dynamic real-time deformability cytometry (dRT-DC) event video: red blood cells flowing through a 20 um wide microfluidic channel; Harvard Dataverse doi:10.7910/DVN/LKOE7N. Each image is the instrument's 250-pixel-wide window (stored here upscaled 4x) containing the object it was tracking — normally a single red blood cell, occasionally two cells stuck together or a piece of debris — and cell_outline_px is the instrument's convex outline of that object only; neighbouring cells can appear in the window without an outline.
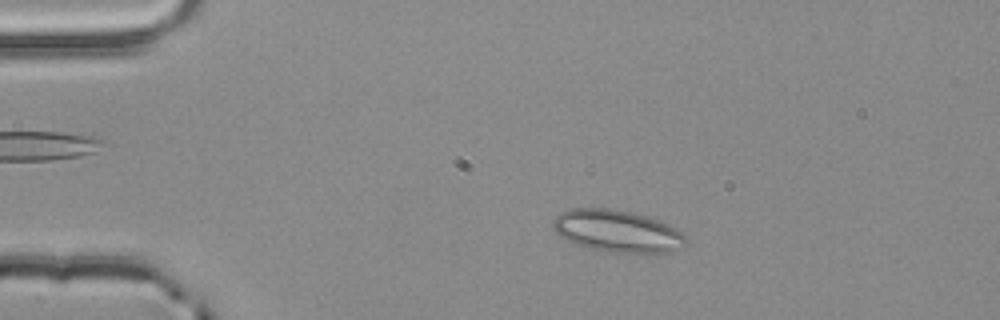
{"species": "common noctule bat (a hibernating species)", "species_latin": "Nyctalus noctula", "temperature_condition": "room temperature", "stored_images_in_passage": 53, "camera_frame_rate_fps": 3000, "um_per_image_px": 0.085, "animal": {"sex": "male", "body_mass_g": 20.4}, "frame": {"image": 1, "passage_image": 10, "time_ms": 3.0, "image_size_px": [1000, 320], "cell_outline_px": [[688, 244], [684, 248], [672, 252], [648, 256], [644, 256], [608, 252], [592, 248], [568, 240], [560, 236], [552, 228], [552, 220], [560, 212], [568, 208], [612, 208], [632, 212], [648, 216], [660, 220], [676, 228], [688, 240]], "centroid_in_image_um": [52.56, 19.68], "position_along_channel_um": 32.4, "area_um2": 33.76}}
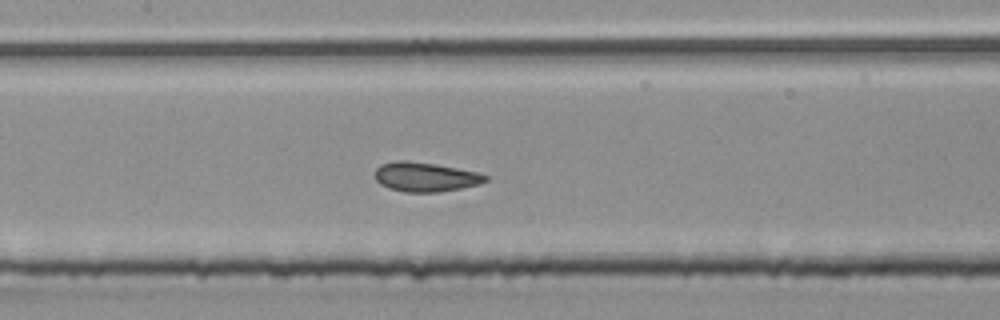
{"frame": {"image": 2, "passage_image": 25, "time_ms": 8.0, "image_size_px": [1000, 320], "cell_outline_px": [[488, 180], [480, 184], [440, 192], [404, 192], [388, 188], [380, 184], [376, 180], [376, 168], [380, 164], [392, 160], [408, 160], [436, 164], [476, 172], [488, 176]], "centroid_in_image_um": [36.12, 15.03], "position_along_channel_um": 171.3, "area_um2": 19.02}}
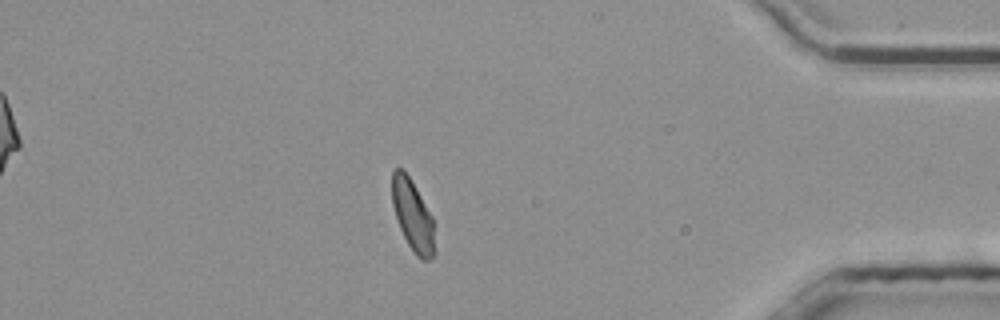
{"frame": {"image": 3, "passage_image": 46, "time_ms": 15.0, "image_size_px": [1000, 320], "cell_outline_px": [[436, 252], [428, 260], [420, 260], [416, 256], [408, 244], [400, 228], [392, 204], [392, 172], [396, 168], [404, 168], [416, 188], [432, 216]], "centroid_in_image_um": [35.09, 18.32], "position_along_channel_um": 400.1, "area_um2": 17.69}, "authors_computed_cell_mechanics": {"area_um2": 18.785, "velocity_mm_per_s": 3.8567, "shape_relaxation_time_tau1_ms": null, "shape_relaxation_time_tau2_ms": 0.8741, "deformation_change_tau1": null, "deformation_change_tau2": 0.0575}}